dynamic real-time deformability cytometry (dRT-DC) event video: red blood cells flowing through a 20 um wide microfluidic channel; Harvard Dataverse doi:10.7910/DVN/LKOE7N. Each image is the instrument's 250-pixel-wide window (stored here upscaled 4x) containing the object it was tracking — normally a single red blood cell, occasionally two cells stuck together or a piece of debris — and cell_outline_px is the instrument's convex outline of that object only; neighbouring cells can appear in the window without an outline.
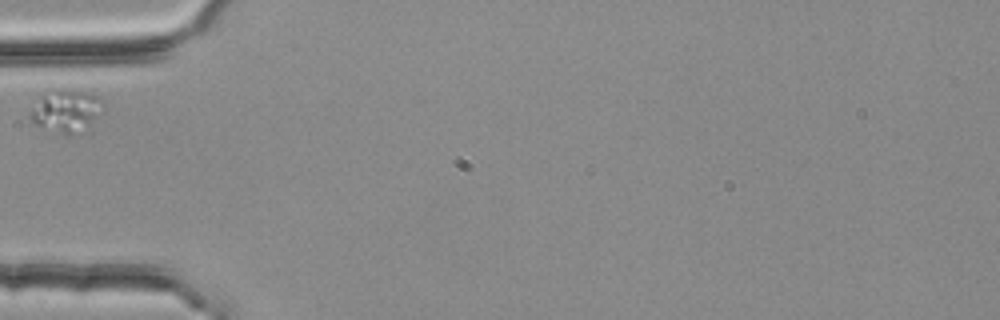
{"species": "common noctule bat (a hibernating species)", "species_latin": "Nyctalus noctula", "temperature_condition": "room temperature", "stored_images_in_passage": 1, "camera_frame_rate_fps": 3000, "um_per_image_px": 0.085, "animal": {"sex": "female", "body_mass_g": 25.1}, "frame": {"image": 1, "passage_image": 1, "time_ms": 0.0, "image_size_px": [1000, 320], "cell_outline_px": [[100, 100], [88, 124], [72, 132], [64, 132], [32, 124], [28, 116], [28, 112], [40, 96], [44, 92], [88, 92], [96, 96]], "centroid_in_image_um": [5.41, 9.39], "position_along_channel_um": 79.6, "area_um2": 15.95}}